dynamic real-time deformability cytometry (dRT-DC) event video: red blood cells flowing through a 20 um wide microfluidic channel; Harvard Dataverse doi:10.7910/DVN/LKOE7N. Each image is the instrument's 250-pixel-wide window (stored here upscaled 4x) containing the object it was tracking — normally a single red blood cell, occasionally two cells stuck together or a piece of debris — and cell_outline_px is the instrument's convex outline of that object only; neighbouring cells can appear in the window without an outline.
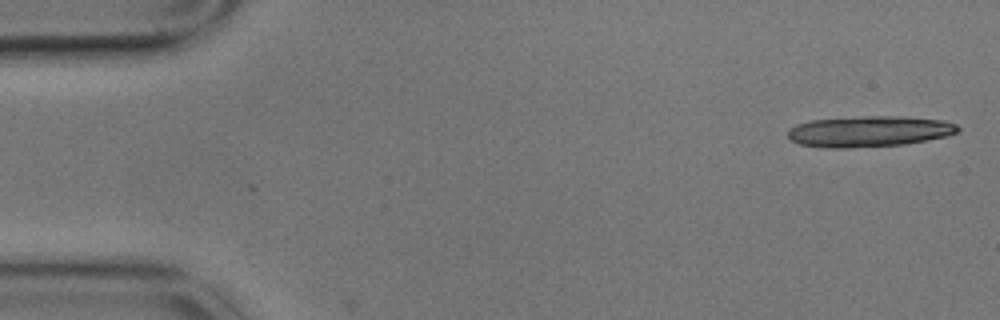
{"species": "common noctule bat (a hibernating species)", "species_latin": "Nyctalus noctula", "temperature_condition": "cold", "stored_images_in_passage": 6, "camera_frame_rate_fps": 3000, "um_per_image_px": 0.085, "animal": {"sex": "male", "body_mass_g": 17.9}, "frame": {"image": 1, "passage_image": 1, "time_ms": 0.0, "image_size_px": [1000, 320], "cell_outline_px": [[960, 128], [956, 132], [948, 136], [904, 144], [844, 148], [824, 148], [800, 144], [792, 140], [788, 136], [788, 128], [796, 124], [808, 120], [860, 116], [904, 116], [944, 120], [956, 124]], "centroid_in_image_um": [73.85, 11.15], "position_along_channel_um": 11.1, "area_um2": 30.81}}